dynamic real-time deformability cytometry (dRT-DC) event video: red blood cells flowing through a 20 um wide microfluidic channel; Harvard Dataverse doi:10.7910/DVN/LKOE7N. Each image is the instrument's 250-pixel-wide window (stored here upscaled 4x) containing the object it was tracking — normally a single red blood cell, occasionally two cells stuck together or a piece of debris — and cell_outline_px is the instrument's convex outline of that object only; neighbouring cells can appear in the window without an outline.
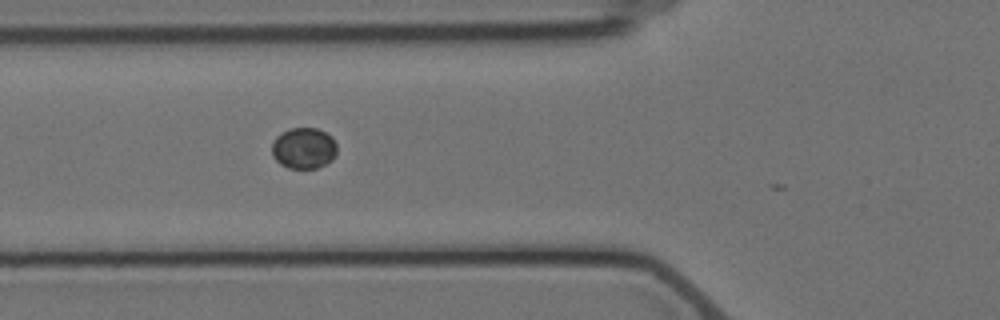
{"species": "Egyptian fruit bat (a non-hibernating species)", "species_latin": "Rousettus aegyptiacus", "temperature_condition": "cold", "stored_images_in_passage": 5, "camera_frame_rate_fps": 3000, "um_per_image_px": 0.085, "animal": {"sex": "female"}, "frame": {"image": 1, "passage_image": 5, "time_ms": 4.667, "image_size_px": [1000, 320], "cell_outline_px": [[336, 152], [332, 160], [316, 168], [288, 168], [280, 164], [272, 156], [272, 144], [276, 136], [288, 128], [316, 128], [332, 136], [336, 144]], "centroid_in_image_um": [25.8, 12.59], "position_along_channel_um": 100.0, "area_um2": 15.61}}